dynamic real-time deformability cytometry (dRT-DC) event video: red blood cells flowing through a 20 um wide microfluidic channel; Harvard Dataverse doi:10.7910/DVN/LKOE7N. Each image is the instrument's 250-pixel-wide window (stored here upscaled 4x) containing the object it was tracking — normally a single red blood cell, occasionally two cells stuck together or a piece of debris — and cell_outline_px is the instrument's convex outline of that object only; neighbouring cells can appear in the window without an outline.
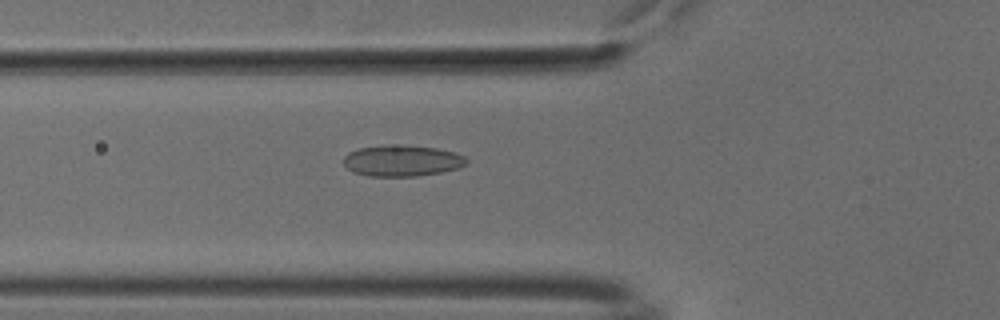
{"species": "common noctule bat (a hibernating species)", "species_latin": "Nyctalus noctula", "temperature_condition": "cold", "stored_images_in_passage": 53, "camera_frame_rate_fps": 3000, "um_per_image_px": 0.085, "animal": {"sex": "male", "body_mass_g": 18.8}, "frame": {"image": 1, "passage_image": 19, "time_ms": 6.0, "image_size_px": [1000, 320], "cell_outline_px": [[468, 160], [464, 164], [456, 168], [440, 172], [416, 176], [368, 176], [352, 172], [344, 164], [344, 156], [348, 152], [360, 148], [384, 144], [404, 144], [436, 148], [452, 152], [464, 156]], "centroid_in_image_um": [34.12, 13.64], "position_along_channel_um": 91.7, "area_um2": 22.37}}
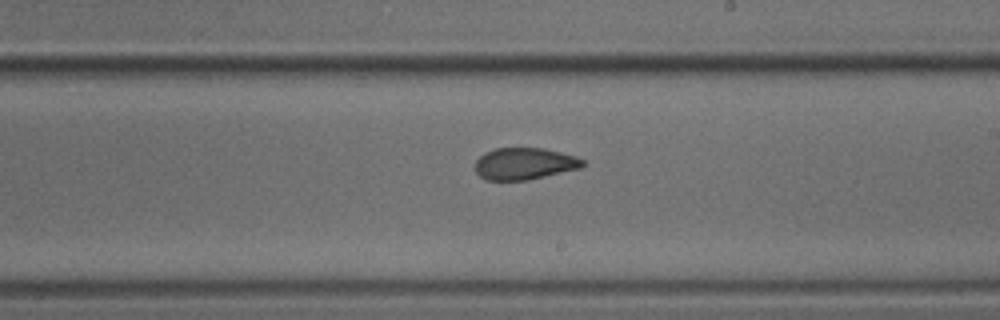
{"frame": {"image": 2, "passage_image": 31, "time_ms": 10.0, "image_size_px": [1000, 320], "cell_outline_px": [[584, 164], [580, 168], [528, 180], [488, 180], [480, 176], [476, 172], [476, 160], [484, 152], [496, 148], [544, 148], [576, 156], [584, 160]], "centroid_in_image_um": [44.57, 13.91], "position_along_channel_um": 244.4, "area_um2": 19.88}}
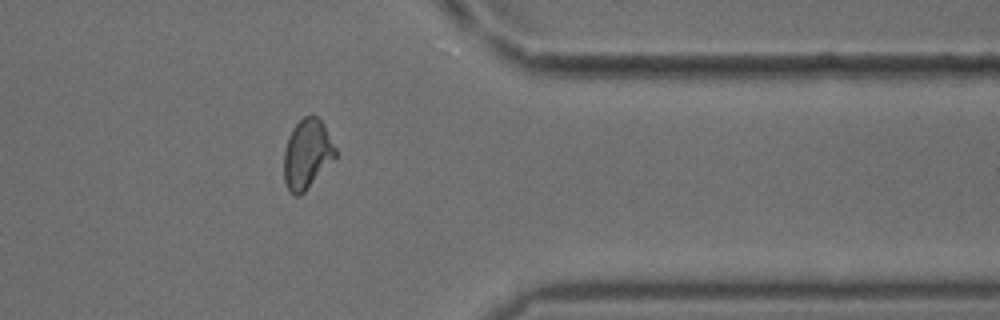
{"frame": {"image": 3, "passage_image": 43, "time_ms": 14.0, "image_size_px": [1000, 320], "cell_outline_px": [[336, 156], [304, 192], [300, 196], [292, 196], [288, 192], [284, 180], [284, 152], [288, 136], [292, 128], [304, 116], [312, 112], [324, 124], [336, 148]], "centroid_in_image_um": [26.08, 13.08], "position_along_channel_um": 385.3, "area_um2": 20.98}, "authors_computed_cell_mechanics": {"area_um2": 20.808, "velocity_mm_per_s": 3.7955, "shape_relaxation_time_tau1_ms": null, "shape_relaxation_time_tau2_ms": 1.3553, "deformation_change_tau1": null, "deformation_change_tau2": 0.0788}}